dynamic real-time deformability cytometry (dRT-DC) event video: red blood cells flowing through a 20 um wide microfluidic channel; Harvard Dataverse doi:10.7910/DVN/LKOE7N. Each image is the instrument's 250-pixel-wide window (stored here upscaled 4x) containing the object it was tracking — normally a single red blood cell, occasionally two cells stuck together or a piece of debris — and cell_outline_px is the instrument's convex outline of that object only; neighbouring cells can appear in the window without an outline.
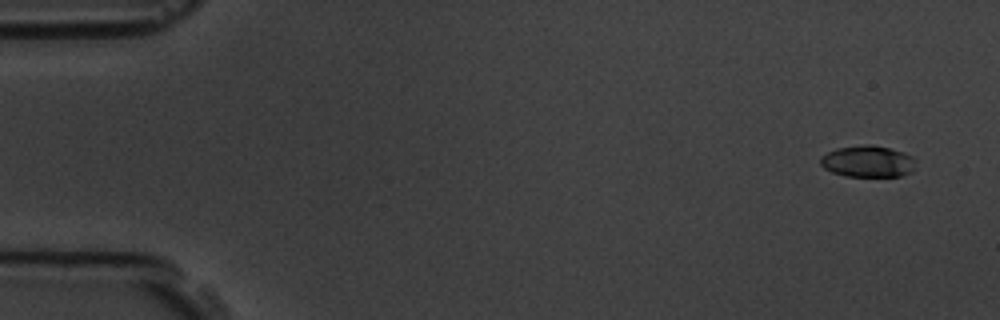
{"species": "common noctule bat (a hibernating species)", "species_latin": "Nyctalus noctula", "temperature_condition": "room temperature", "stored_images_in_passage": 5, "camera_frame_rate_fps": 3000, "um_per_image_px": 0.085, "animal": {"sex": "male", "body_mass_g": 19.5, "forearm_length_mm": 54.6}, "frame": {"image": 1, "passage_image": 1, "time_ms": 0.0, "image_size_px": [1000, 320], "cell_outline_px": [[916, 160], [912, 172], [900, 176], [844, 176], [832, 172], [824, 168], [820, 164], [820, 156], [836, 148], [864, 144], [872, 144], [904, 152], [912, 156]], "centroid_in_image_um": [73.75, 13.71], "position_along_channel_um": 11.2, "area_um2": 17.69}}
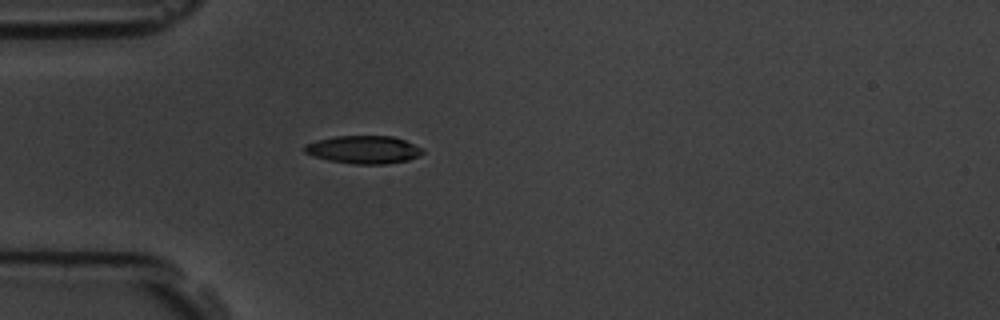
{"frame": {"image": 2, "passage_image": 5, "time_ms": 4.333, "image_size_px": [1000, 320], "cell_outline_px": [[424, 152], [420, 156], [408, 160], [384, 164], [356, 164], [328, 160], [304, 152], [304, 144], [316, 140], [336, 136], [392, 136], [404, 140], [424, 148]], "centroid_in_image_um": [30.94, 12.71], "position_along_channel_um": 54.1, "area_um2": 19.19}}